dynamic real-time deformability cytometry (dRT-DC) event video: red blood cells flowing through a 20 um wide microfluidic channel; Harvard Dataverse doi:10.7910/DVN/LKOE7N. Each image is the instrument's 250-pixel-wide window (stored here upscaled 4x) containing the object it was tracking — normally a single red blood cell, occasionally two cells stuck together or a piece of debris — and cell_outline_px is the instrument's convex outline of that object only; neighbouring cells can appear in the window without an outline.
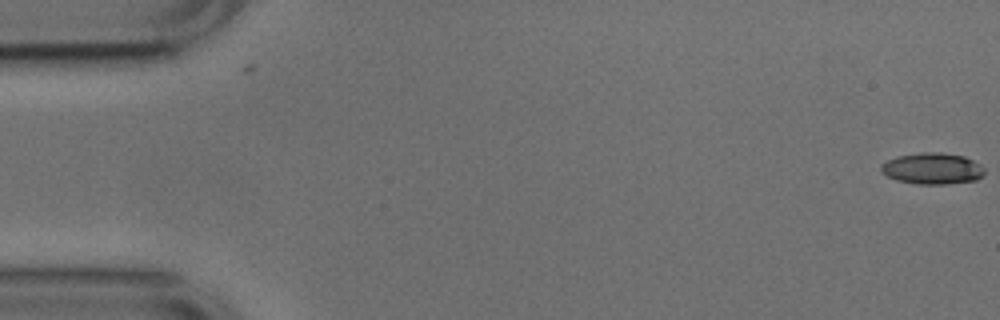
{"species": "common noctule bat (a hibernating species)", "species_latin": "Nyctalus noctula", "temperature_condition": "cold", "stored_images_in_passage": 2, "camera_frame_rate_fps": 3000, "um_per_image_px": 0.085, "animal": {"sex": "male", "body_mass_g": 17.9, "forearm_length_mm": 54.2}, "frame": {"image": 1, "passage_image": 2, "time_ms": 0.333, "image_size_px": [1000, 320], "cell_outline_px": [[984, 172], [976, 180], [948, 184], [916, 184], [896, 180], [880, 172], [880, 168], [888, 160], [896, 156], [920, 152], [940, 152], [964, 156], [980, 164], [984, 168]], "centroid_in_image_um": [79.24, 14.32], "position_along_channel_um": 5.8, "area_um2": 18.9}}